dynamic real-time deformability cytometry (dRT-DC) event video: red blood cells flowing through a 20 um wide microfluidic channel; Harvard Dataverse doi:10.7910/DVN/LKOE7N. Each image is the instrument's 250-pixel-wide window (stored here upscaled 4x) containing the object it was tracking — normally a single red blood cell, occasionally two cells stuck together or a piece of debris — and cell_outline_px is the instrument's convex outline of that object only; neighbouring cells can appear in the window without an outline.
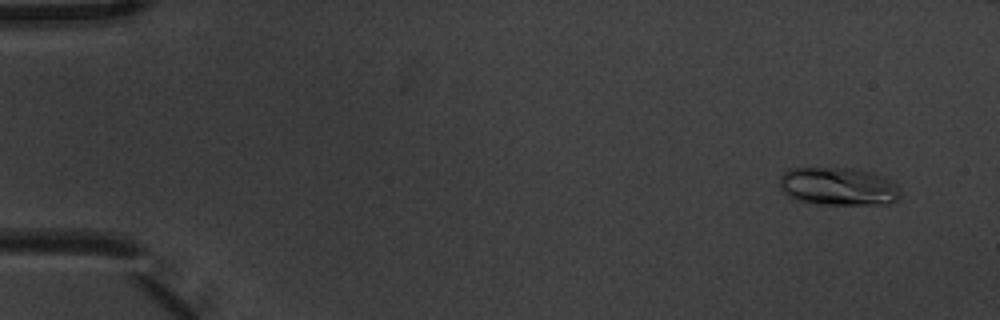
{"species": "common noctule bat (a hibernating species)", "species_latin": "Nyctalus noctula", "temperature_condition": "warm", "stored_images_in_passage": 3, "camera_frame_rate_fps": 3000, "um_per_image_px": 0.085, "animal": {"sex": "male", "body_mass_g": 20.1, "forearm_length_mm": 53.5}, "frame": {"image": 1, "passage_image": 1, "time_ms": 0.0, "image_size_px": [1000, 320], "cell_outline_px": [[900, 200], [888, 204], [820, 204], [792, 200], [780, 188], [780, 176], [788, 168], [856, 168], [872, 172], [896, 184], [900, 192]], "centroid_in_image_um": [71.23, 15.85], "position_along_channel_um": 13.8, "area_um2": 26.99}}